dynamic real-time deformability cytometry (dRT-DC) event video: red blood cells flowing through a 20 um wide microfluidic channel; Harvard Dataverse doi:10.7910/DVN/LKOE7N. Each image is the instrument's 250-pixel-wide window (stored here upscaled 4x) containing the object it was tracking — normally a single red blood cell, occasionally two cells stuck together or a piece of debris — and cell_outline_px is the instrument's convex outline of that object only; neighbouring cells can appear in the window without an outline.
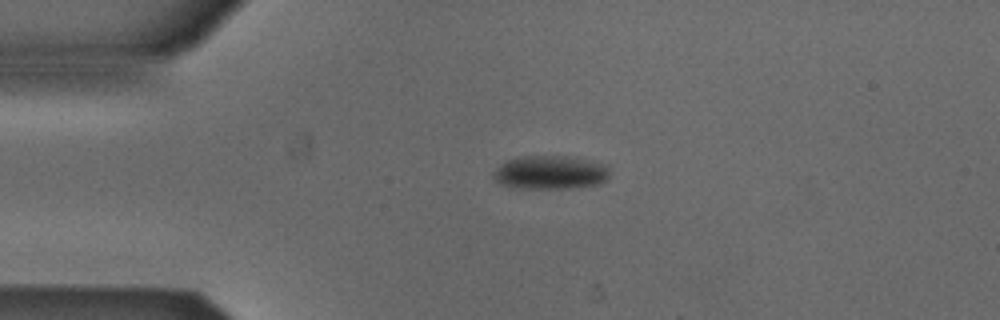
{"species": "Egyptian fruit bat (a non-hibernating species)", "species_latin": "Rousettus aegyptiacus", "temperature_condition": "cold", "stored_images_in_passage": 18, "camera_frame_rate_fps": 3000, "um_per_image_px": 0.085, "animal": {"sex": "male"}, "frame": {"image": 1, "passage_image": 1, "time_ms": 0.0, "image_size_px": [1000, 320], "cell_outline_px": [[608, 176], [600, 184], [568, 188], [508, 188], [500, 184], [492, 176], [492, 172], [504, 160], [520, 156], [564, 156], [604, 164], [608, 168]], "centroid_in_image_um": [46.67, 14.66], "position_along_channel_um": 38.3, "area_um2": 22.77}}
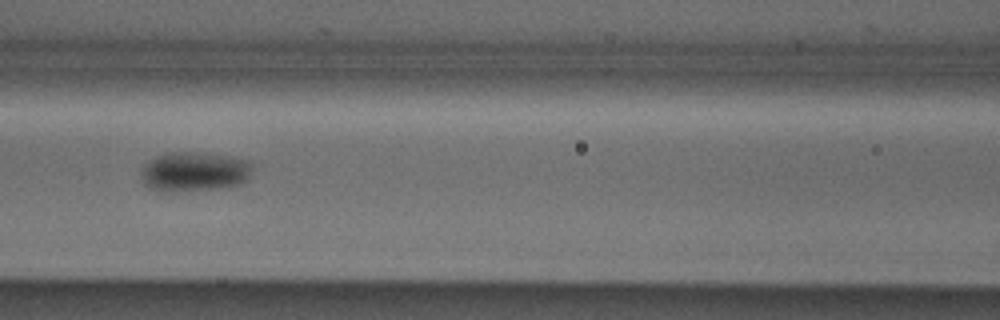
{"frame": {"image": 2, "passage_image": 12, "time_ms": 3.667, "image_size_px": [1000, 320], "cell_outline_px": [[252, 168], [244, 184], [224, 188], [172, 192], [156, 192], [148, 188], [144, 184], [140, 176], [140, 172], [144, 164], [148, 160], [156, 156], [168, 152], [192, 152], [228, 156], [248, 160]], "centroid_in_image_um": [16.45, 14.62], "position_along_channel_um": 150.1, "area_um2": 26.18}}
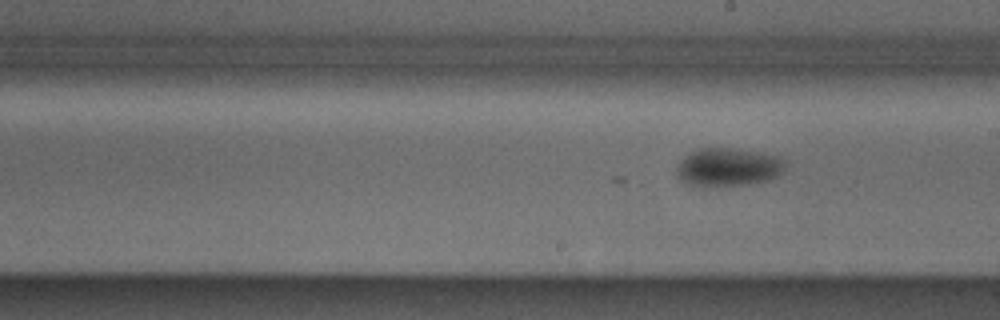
{"frame": {"image": 3, "passage_image": 18, "time_ms": 5.667, "image_size_px": [1000, 320], "cell_outline_px": [[784, 168], [776, 176], [768, 180], [748, 184], [684, 184], [680, 180], [676, 172], [676, 168], [684, 156], [700, 148], [732, 148], [760, 152], [780, 156], [784, 160]], "centroid_in_image_um": [61.89, 14.17], "position_along_channel_um": 227.1, "area_um2": 23.64}}